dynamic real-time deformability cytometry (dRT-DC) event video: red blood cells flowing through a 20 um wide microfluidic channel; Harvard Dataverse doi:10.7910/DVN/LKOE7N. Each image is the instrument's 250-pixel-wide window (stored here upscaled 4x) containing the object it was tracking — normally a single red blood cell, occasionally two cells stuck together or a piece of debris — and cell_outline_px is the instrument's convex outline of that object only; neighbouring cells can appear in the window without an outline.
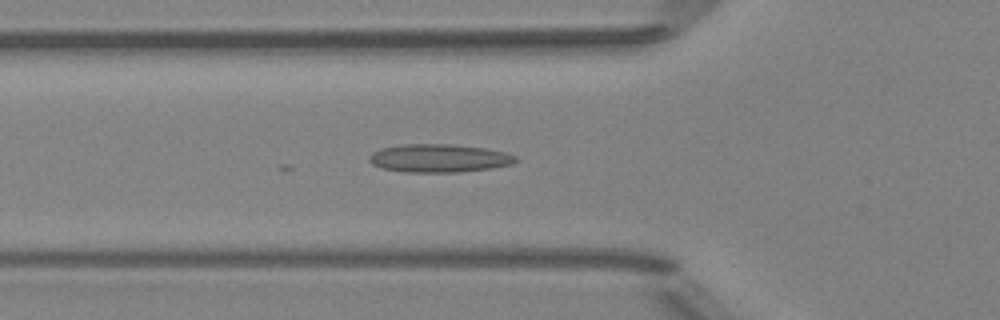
{"species": "Egyptian fruit bat (a non-hibernating species)", "species_latin": "Rousettus aegyptiacus", "temperature_condition": "room temperature", "stored_images_in_passage": 24, "camera_frame_rate_fps": 3000, "um_per_image_px": 0.085, "animal": {"sex": "female"}, "frame": {"image": 1, "passage_image": 15, "time_ms": 4.667, "image_size_px": [1000, 320], "cell_outline_px": [[520, 160], [512, 164], [492, 168], [460, 172], [404, 172], [380, 168], [372, 164], [368, 160], [368, 156], [372, 152], [380, 148], [404, 144], [456, 144], [488, 148], [504, 152], [516, 156]], "centroid_in_image_um": [37.32, 13.44], "position_along_channel_um": 88.5, "area_um2": 24.45}}
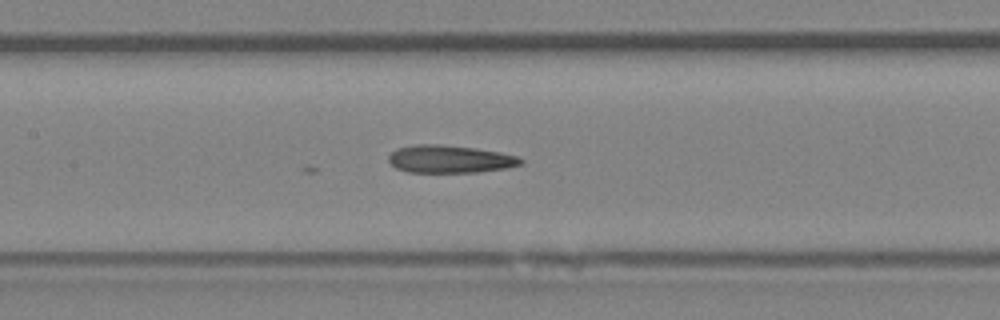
{"frame": {"image": 2, "passage_image": 21, "time_ms": 6.667, "image_size_px": [1000, 320], "cell_outline_px": [[524, 164], [508, 168], [476, 172], [408, 172], [396, 168], [388, 160], [388, 156], [396, 148], [412, 144], [440, 144], [476, 148], [500, 152], [520, 156], [524, 160]], "centroid_in_image_um": [38.27, 13.51], "position_along_channel_um": 169.1, "area_um2": 21.62}}